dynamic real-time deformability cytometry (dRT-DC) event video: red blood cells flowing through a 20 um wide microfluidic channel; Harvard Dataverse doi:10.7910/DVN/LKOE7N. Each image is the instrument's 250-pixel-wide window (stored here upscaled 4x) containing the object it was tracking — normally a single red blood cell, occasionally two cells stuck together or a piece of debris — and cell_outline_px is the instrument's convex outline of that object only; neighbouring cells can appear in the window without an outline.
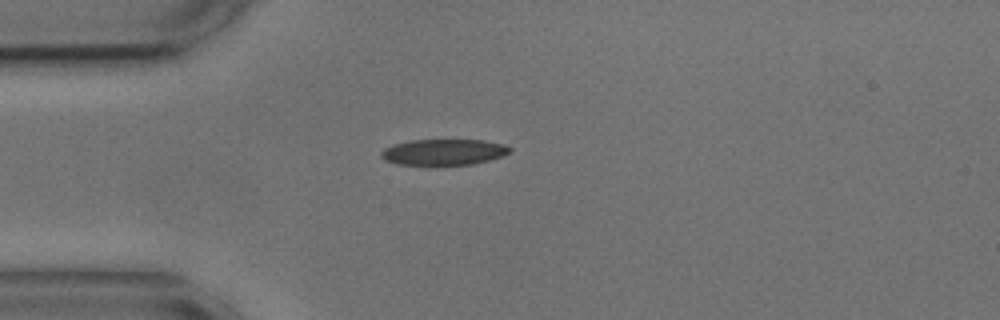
{"species": "common noctule bat (a hibernating species)", "species_latin": "Nyctalus noctula", "temperature_condition": "cold", "stored_images_in_passage": 42, "camera_frame_rate_fps": 3000, "um_per_image_px": 0.085, "animal": {"sex": "male", "body_mass_g": 17.9, "forearm_length_mm": 54.2}, "frame": {"image": 1, "passage_image": 1, "time_ms": 0.0, "image_size_px": [1000, 320], "cell_outline_px": [[512, 152], [488, 160], [472, 164], [432, 168], [396, 164], [384, 160], [380, 156], [380, 152], [384, 148], [392, 144], [408, 140], [484, 140], [504, 144], [512, 148]], "centroid_in_image_um": [37.64, 12.97], "position_along_channel_um": 47.4, "area_um2": 20.52}}
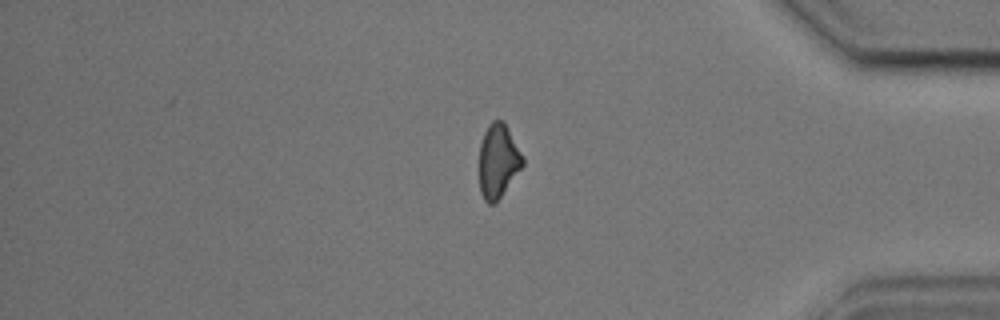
{"frame": {"image": 2, "passage_image": 33, "time_ms": 10.667, "image_size_px": [1000, 320], "cell_outline_px": [[524, 164], [500, 196], [492, 204], [488, 204], [484, 200], [480, 192], [480, 144], [484, 132], [488, 124], [492, 120], [504, 120], [524, 156]], "centroid_in_image_um": [42.35, 13.63], "position_along_channel_um": 392.9, "area_um2": 18.61}}
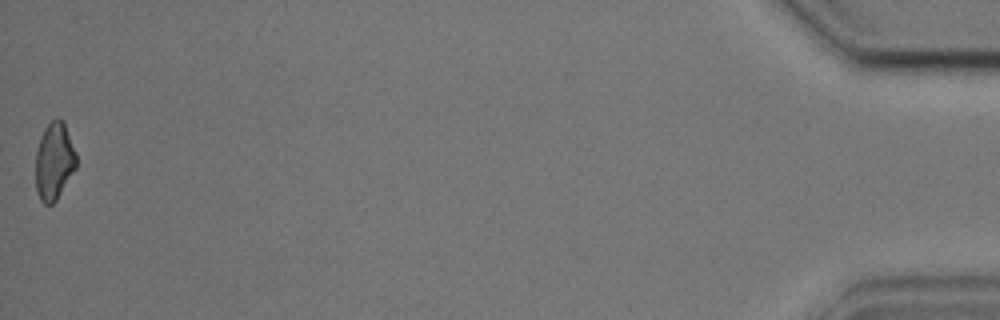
{"frame": {"image": 3, "passage_image": 42, "time_ms": 13.667, "image_size_px": [1000, 320], "cell_outline_px": [[76, 168], [56, 200], [52, 204], [44, 204], [40, 200], [36, 192], [36, 152], [40, 136], [44, 128], [56, 116], [60, 116], [64, 120], [76, 152]], "centroid_in_image_um": [4.61, 13.66], "position_along_channel_um": 430.6, "area_um2": 18.61}, "authors_computed_cell_mechanics": {"area_um2": 19.9699, "velocity_mm_per_s": 3.6113, "shape_relaxation_time_tau1_ms": 7.29, "shape_relaxation_time_tau2_ms": 3.6117, "deformation_change_tau1": 0.1773, "deformation_change_tau2": 0.1183}}